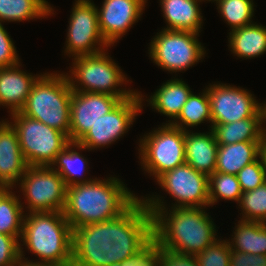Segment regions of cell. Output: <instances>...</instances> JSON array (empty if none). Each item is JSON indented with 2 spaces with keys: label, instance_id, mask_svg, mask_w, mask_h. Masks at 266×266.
I'll list each match as a JSON object with an SVG mask.
<instances>
[{
  "label": "cell",
  "instance_id": "4fadbf2b",
  "mask_svg": "<svg viewBox=\"0 0 266 266\" xmlns=\"http://www.w3.org/2000/svg\"><path fill=\"white\" fill-rule=\"evenodd\" d=\"M212 125L264 118L262 103L247 89L220 82L207 85Z\"/></svg>",
  "mask_w": 266,
  "mask_h": 266
},
{
  "label": "cell",
  "instance_id": "d6986e66",
  "mask_svg": "<svg viewBox=\"0 0 266 266\" xmlns=\"http://www.w3.org/2000/svg\"><path fill=\"white\" fill-rule=\"evenodd\" d=\"M185 163L196 171L211 175L216 169L218 143L211 129L208 132L185 131Z\"/></svg>",
  "mask_w": 266,
  "mask_h": 266
},
{
  "label": "cell",
  "instance_id": "836d02e7",
  "mask_svg": "<svg viewBox=\"0 0 266 266\" xmlns=\"http://www.w3.org/2000/svg\"><path fill=\"white\" fill-rule=\"evenodd\" d=\"M237 179L244 192L256 189L266 181V170L262 157L244 166L238 173Z\"/></svg>",
  "mask_w": 266,
  "mask_h": 266
},
{
  "label": "cell",
  "instance_id": "484cf974",
  "mask_svg": "<svg viewBox=\"0 0 266 266\" xmlns=\"http://www.w3.org/2000/svg\"><path fill=\"white\" fill-rule=\"evenodd\" d=\"M228 243L233 251L266 255V223L237 221Z\"/></svg>",
  "mask_w": 266,
  "mask_h": 266
},
{
  "label": "cell",
  "instance_id": "7c38bea8",
  "mask_svg": "<svg viewBox=\"0 0 266 266\" xmlns=\"http://www.w3.org/2000/svg\"><path fill=\"white\" fill-rule=\"evenodd\" d=\"M144 100L140 91L122 100L108 114L100 117L78 143L89 151L109 147L129 131L137 115L142 113Z\"/></svg>",
  "mask_w": 266,
  "mask_h": 266
},
{
  "label": "cell",
  "instance_id": "cb8c5ba5",
  "mask_svg": "<svg viewBox=\"0 0 266 266\" xmlns=\"http://www.w3.org/2000/svg\"><path fill=\"white\" fill-rule=\"evenodd\" d=\"M264 118H247L232 123L212 125L218 145L238 142H262L265 131Z\"/></svg>",
  "mask_w": 266,
  "mask_h": 266
},
{
  "label": "cell",
  "instance_id": "b9f144b4",
  "mask_svg": "<svg viewBox=\"0 0 266 266\" xmlns=\"http://www.w3.org/2000/svg\"><path fill=\"white\" fill-rule=\"evenodd\" d=\"M262 111H263V117H264V124H266V102L262 103ZM265 131H266V127H265Z\"/></svg>",
  "mask_w": 266,
  "mask_h": 266
},
{
  "label": "cell",
  "instance_id": "5bb4252c",
  "mask_svg": "<svg viewBox=\"0 0 266 266\" xmlns=\"http://www.w3.org/2000/svg\"><path fill=\"white\" fill-rule=\"evenodd\" d=\"M158 185L174 198L173 208L209 207V176L196 171L189 164H182L162 174Z\"/></svg>",
  "mask_w": 266,
  "mask_h": 266
},
{
  "label": "cell",
  "instance_id": "e575fe53",
  "mask_svg": "<svg viewBox=\"0 0 266 266\" xmlns=\"http://www.w3.org/2000/svg\"><path fill=\"white\" fill-rule=\"evenodd\" d=\"M156 266H199L196 256L176 253L158 247L153 241Z\"/></svg>",
  "mask_w": 266,
  "mask_h": 266
},
{
  "label": "cell",
  "instance_id": "4316f807",
  "mask_svg": "<svg viewBox=\"0 0 266 266\" xmlns=\"http://www.w3.org/2000/svg\"><path fill=\"white\" fill-rule=\"evenodd\" d=\"M54 8L46 0H0V22H24L48 18Z\"/></svg>",
  "mask_w": 266,
  "mask_h": 266
},
{
  "label": "cell",
  "instance_id": "277c9868",
  "mask_svg": "<svg viewBox=\"0 0 266 266\" xmlns=\"http://www.w3.org/2000/svg\"><path fill=\"white\" fill-rule=\"evenodd\" d=\"M19 242L20 260L54 266H71L72 264L73 229L63 212L25 214ZM26 248L40 260L35 262V260L25 258L23 249Z\"/></svg>",
  "mask_w": 266,
  "mask_h": 266
},
{
  "label": "cell",
  "instance_id": "3957f363",
  "mask_svg": "<svg viewBox=\"0 0 266 266\" xmlns=\"http://www.w3.org/2000/svg\"><path fill=\"white\" fill-rule=\"evenodd\" d=\"M139 198L117 177H95L67 187L63 214L74 229L118 218Z\"/></svg>",
  "mask_w": 266,
  "mask_h": 266
},
{
  "label": "cell",
  "instance_id": "ab89813d",
  "mask_svg": "<svg viewBox=\"0 0 266 266\" xmlns=\"http://www.w3.org/2000/svg\"><path fill=\"white\" fill-rule=\"evenodd\" d=\"M266 170V132L264 133L263 141L261 142V155Z\"/></svg>",
  "mask_w": 266,
  "mask_h": 266
},
{
  "label": "cell",
  "instance_id": "8d00e7d4",
  "mask_svg": "<svg viewBox=\"0 0 266 266\" xmlns=\"http://www.w3.org/2000/svg\"><path fill=\"white\" fill-rule=\"evenodd\" d=\"M18 55L12 38L0 22V68L21 63Z\"/></svg>",
  "mask_w": 266,
  "mask_h": 266
},
{
  "label": "cell",
  "instance_id": "6da1fadb",
  "mask_svg": "<svg viewBox=\"0 0 266 266\" xmlns=\"http://www.w3.org/2000/svg\"><path fill=\"white\" fill-rule=\"evenodd\" d=\"M153 241L141 197L118 218L73 229L71 266H109L139 257Z\"/></svg>",
  "mask_w": 266,
  "mask_h": 266
},
{
  "label": "cell",
  "instance_id": "8fae6325",
  "mask_svg": "<svg viewBox=\"0 0 266 266\" xmlns=\"http://www.w3.org/2000/svg\"><path fill=\"white\" fill-rule=\"evenodd\" d=\"M73 4L64 55L74 58L98 54L111 48L101 34L98 12L93 0H75Z\"/></svg>",
  "mask_w": 266,
  "mask_h": 266
},
{
  "label": "cell",
  "instance_id": "5b68a950",
  "mask_svg": "<svg viewBox=\"0 0 266 266\" xmlns=\"http://www.w3.org/2000/svg\"><path fill=\"white\" fill-rule=\"evenodd\" d=\"M71 98L72 89L65 72H46L33 84L20 112L69 137Z\"/></svg>",
  "mask_w": 266,
  "mask_h": 266
},
{
  "label": "cell",
  "instance_id": "d4e9b609",
  "mask_svg": "<svg viewBox=\"0 0 266 266\" xmlns=\"http://www.w3.org/2000/svg\"><path fill=\"white\" fill-rule=\"evenodd\" d=\"M80 150V152H78ZM82 151L88 150L78 142H70L56 157V160L51 167L58 172L66 186H71L79 183H88L93 181V178L82 177L89 167L88 160L82 156ZM81 153V154H80ZM83 173V174H82ZM82 175V176H81Z\"/></svg>",
  "mask_w": 266,
  "mask_h": 266
},
{
  "label": "cell",
  "instance_id": "52a82bcc",
  "mask_svg": "<svg viewBox=\"0 0 266 266\" xmlns=\"http://www.w3.org/2000/svg\"><path fill=\"white\" fill-rule=\"evenodd\" d=\"M10 116L8 122L18 134L20 149L28 166H51L57 155L70 143L65 133L21 112Z\"/></svg>",
  "mask_w": 266,
  "mask_h": 266
},
{
  "label": "cell",
  "instance_id": "83f0119b",
  "mask_svg": "<svg viewBox=\"0 0 266 266\" xmlns=\"http://www.w3.org/2000/svg\"><path fill=\"white\" fill-rule=\"evenodd\" d=\"M21 197L12 189L0 188V233L17 237L22 236L25 211Z\"/></svg>",
  "mask_w": 266,
  "mask_h": 266
},
{
  "label": "cell",
  "instance_id": "44dd1931",
  "mask_svg": "<svg viewBox=\"0 0 266 266\" xmlns=\"http://www.w3.org/2000/svg\"><path fill=\"white\" fill-rule=\"evenodd\" d=\"M173 78L163 83L150 98L145 100L149 102L147 106H151L156 112L171 118L163 124H172L177 119L183 105L193 92L185 81L176 77Z\"/></svg>",
  "mask_w": 266,
  "mask_h": 266
},
{
  "label": "cell",
  "instance_id": "8992f818",
  "mask_svg": "<svg viewBox=\"0 0 266 266\" xmlns=\"http://www.w3.org/2000/svg\"><path fill=\"white\" fill-rule=\"evenodd\" d=\"M108 49L93 55L72 58L70 73L66 72L72 91L97 92L118 97L121 101L137 90L121 88L129 83L120 66L111 58ZM127 89V90H126Z\"/></svg>",
  "mask_w": 266,
  "mask_h": 266
},
{
  "label": "cell",
  "instance_id": "f35d334b",
  "mask_svg": "<svg viewBox=\"0 0 266 266\" xmlns=\"http://www.w3.org/2000/svg\"><path fill=\"white\" fill-rule=\"evenodd\" d=\"M109 266H156V259L151 244L139 257L121 263H114Z\"/></svg>",
  "mask_w": 266,
  "mask_h": 266
},
{
  "label": "cell",
  "instance_id": "1f68e13d",
  "mask_svg": "<svg viewBox=\"0 0 266 266\" xmlns=\"http://www.w3.org/2000/svg\"><path fill=\"white\" fill-rule=\"evenodd\" d=\"M238 208L244 221L266 223V181L256 189L241 195Z\"/></svg>",
  "mask_w": 266,
  "mask_h": 266
},
{
  "label": "cell",
  "instance_id": "9a60e30c",
  "mask_svg": "<svg viewBox=\"0 0 266 266\" xmlns=\"http://www.w3.org/2000/svg\"><path fill=\"white\" fill-rule=\"evenodd\" d=\"M120 102L118 97L108 94L72 91L70 142H78L100 117L108 114Z\"/></svg>",
  "mask_w": 266,
  "mask_h": 266
},
{
  "label": "cell",
  "instance_id": "d590c367",
  "mask_svg": "<svg viewBox=\"0 0 266 266\" xmlns=\"http://www.w3.org/2000/svg\"><path fill=\"white\" fill-rule=\"evenodd\" d=\"M20 240L0 233V266H18L20 263Z\"/></svg>",
  "mask_w": 266,
  "mask_h": 266
},
{
  "label": "cell",
  "instance_id": "9c48e42d",
  "mask_svg": "<svg viewBox=\"0 0 266 266\" xmlns=\"http://www.w3.org/2000/svg\"><path fill=\"white\" fill-rule=\"evenodd\" d=\"M198 37L191 31L162 28L149 44V57L163 71L175 74L186 71L206 56Z\"/></svg>",
  "mask_w": 266,
  "mask_h": 266
},
{
  "label": "cell",
  "instance_id": "603a6c76",
  "mask_svg": "<svg viewBox=\"0 0 266 266\" xmlns=\"http://www.w3.org/2000/svg\"><path fill=\"white\" fill-rule=\"evenodd\" d=\"M261 155V142H238L218 145L215 172L237 175L246 165Z\"/></svg>",
  "mask_w": 266,
  "mask_h": 266
},
{
  "label": "cell",
  "instance_id": "4dcf8cb0",
  "mask_svg": "<svg viewBox=\"0 0 266 266\" xmlns=\"http://www.w3.org/2000/svg\"><path fill=\"white\" fill-rule=\"evenodd\" d=\"M209 207L218 203V200L240 202L243 191L237 176L222 172H214L209 175Z\"/></svg>",
  "mask_w": 266,
  "mask_h": 266
},
{
  "label": "cell",
  "instance_id": "74e56055",
  "mask_svg": "<svg viewBox=\"0 0 266 266\" xmlns=\"http://www.w3.org/2000/svg\"><path fill=\"white\" fill-rule=\"evenodd\" d=\"M229 266H266V255L231 250Z\"/></svg>",
  "mask_w": 266,
  "mask_h": 266
},
{
  "label": "cell",
  "instance_id": "60d3db41",
  "mask_svg": "<svg viewBox=\"0 0 266 266\" xmlns=\"http://www.w3.org/2000/svg\"><path fill=\"white\" fill-rule=\"evenodd\" d=\"M18 266H54V265L35 264L21 260Z\"/></svg>",
  "mask_w": 266,
  "mask_h": 266
},
{
  "label": "cell",
  "instance_id": "2e32d148",
  "mask_svg": "<svg viewBox=\"0 0 266 266\" xmlns=\"http://www.w3.org/2000/svg\"><path fill=\"white\" fill-rule=\"evenodd\" d=\"M146 3L147 0H103L101 8L96 6L101 34L110 46L140 20Z\"/></svg>",
  "mask_w": 266,
  "mask_h": 266
},
{
  "label": "cell",
  "instance_id": "f1b7e54d",
  "mask_svg": "<svg viewBox=\"0 0 266 266\" xmlns=\"http://www.w3.org/2000/svg\"><path fill=\"white\" fill-rule=\"evenodd\" d=\"M199 95L190 94L188 100L182 107V111L177 119L171 124L176 128L187 131V128H194L202 123H210L209 128H212V118L210 111V101L208 97L207 87L202 89ZM187 127V128H186Z\"/></svg>",
  "mask_w": 266,
  "mask_h": 266
},
{
  "label": "cell",
  "instance_id": "30bf717a",
  "mask_svg": "<svg viewBox=\"0 0 266 266\" xmlns=\"http://www.w3.org/2000/svg\"><path fill=\"white\" fill-rule=\"evenodd\" d=\"M25 199L23 210L33 212H63L67 186L62 176L51 166H28L19 182ZM28 206L25 207V204ZM25 207V209H24Z\"/></svg>",
  "mask_w": 266,
  "mask_h": 266
},
{
  "label": "cell",
  "instance_id": "ba28073f",
  "mask_svg": "<svg viewBox=\"0 0 266 266\" xmlns=\"http://www.w3.org/2000/svg\"><path fill=\"white\" fill-rule=\"evenodd\" d=\"M139 139V160L143 170L157 180L185 163V131L161 124Z\"/></svg>",
  "mask_w": 266,
  "mask_h": 266
},
{
  "label": "cell",
  "instance_id": "ac0fdd59",
  "mask_svg": "<svg viewBox=\"0 0 266 266\" xmlns=\"http://www.w3.org/2000/svg\"><path fill=\"white\" fill-rule=\"evenodd\" d=\"M22 64L0 68V107L8 108L12 113L20 112L31 92L33 84L42 75H33L21 70Z\"/></svg>",
  "mask_w": 266,
  "mask_h": 266
},
{
  "label": "cell",
  "instance_id": "f546056e",
  "mask_svg": "<svg viewBox=\"0 0 266 266\" xmlns=\"http://www.w3.org/2000/svg\"><path fill=\"white\" fill-rule=\"evenodd\" d=\"M212 2L216 3L218 13L231 31L254 23L253 0H212Z\"/></svg>",
  "mask_w": 266,
  "mask_h": 266
},
{
  "label": "cell",
  "instance_id": "e0dca14e",
  "mask_svg": "<svg viewBox=\"0 0 266 266\" xmlns=\"http://www.w3.org/2000/svg\"><path fill=\"white\" fill-rule=\"evenodd\" d=\"M27 168L16 130L7 119L0 120V188L16 187Z\"/></svg>",
  "mask_w": 266,
  "mask_h": 266
},
{
  "label": "cell",
  "instance_id": "d6a6232c",
  "mask_svg": "<svg viewBox=\"0 0 266 266\" xmlns=\"http://www.w3.org/2000/svg\"><path fill=\"white\" fill-rule=\"evenodd\" d=\"M231 248L227 239H217L196 255L199 266H229Z\"/></svg>",
  "mask_w": 266,
  "mask_h": 266
},
{
  "label": "cell",
  "instance_id": "ffe728a7",
  "mask_svg": "<svg viewBox=\"0 0 266 266\" xmlns=\"http://www.w3.org/2000/svg\"><path fill=\"white\" fill-rule=\"evenodd\" d=\"M167 30L191 31L199 34L203 26L200 2L207 0H159Z\"/></svg>",
  "mask_w": 266,
  "mask_h": 266
},
{
  "label": "cell",
  "instance_id": "7a4b0ae2",
  "mask_svg": "<svg viewBox=\"0 0 266 266\" xmlns=\"http://www.w3.org/2000/svg\"><path fill=\"white\" fill-rule=\"evenodd\" d=\"M141 197L152 214L153 242L158 247L196 256L219 239L207 207L167 208L161 195Z\"/></svg>",
  "mask_w": 266,
  "mask_h": 266
},
{
  "label": "cell",
  "instance_id": "7402d4cb",
  "mask_svg": "<svg viewBox=\"0 0 266 266\" xmlns=\"http://www.w3.org/2000/svg\"><path fill=\"white\" fill-rule=\"evenodd\" d=\"M228 34V48L238 58L253 59L266 52V26L260 23H252Z\"/></svg>",
  "mask_w": 266,
  "mask_h": 266
}]
</instances>
